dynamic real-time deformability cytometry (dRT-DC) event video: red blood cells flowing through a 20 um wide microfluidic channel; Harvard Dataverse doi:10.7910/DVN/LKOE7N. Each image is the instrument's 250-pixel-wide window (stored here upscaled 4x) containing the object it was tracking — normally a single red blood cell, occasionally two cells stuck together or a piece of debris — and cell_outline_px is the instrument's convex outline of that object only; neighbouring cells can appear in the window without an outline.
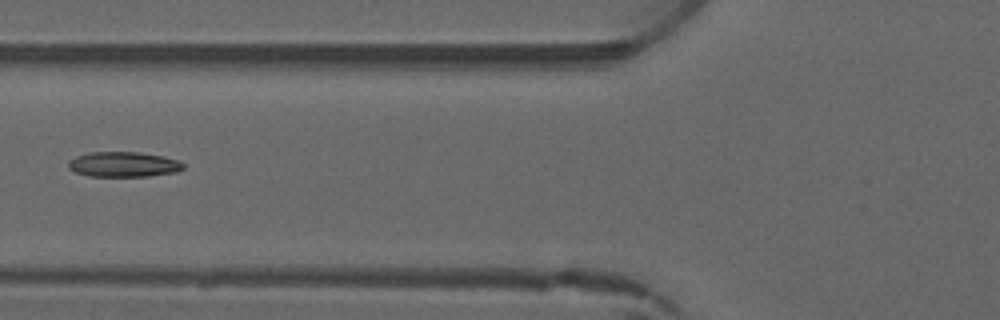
{"species": "common noctule bat (a hibernating species)", "species_latin": "Nyctalus noctula", "temperature_condition": "warm", "stored_images_in_passage": 4, "camera_frame_rate_fps": 3000, "um_per_image_px": 0.085, "animal": {"sex": "male", "forearm_length_mm": 52.5}, "frame": {"image": 1, "passage_image": 4, "time_ms": 3.333, "image_size_px": [1000, 320], "cell_outline_px": [[184, 168], [176, 172], [148, 176], [88, 176], [76, 172], [68, 168], [68, 160], [76, 156], [92, 152], [140, 152], [164, 156], [176, 160], [184, 164]], "centroid_in_image_um": [10.49, 13.97], "position_along_channel_um": 115.3, "area_um2": 16.82}}